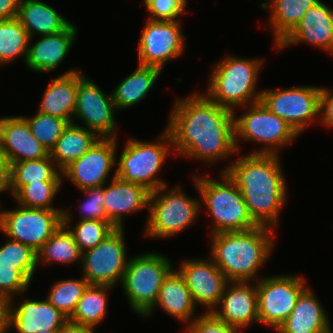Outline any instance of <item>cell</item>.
<instances>
[{"label": "cell", "instance_id": "obj_1", "mask_svg": "<svg viewBox=\"0 0 333 333\" xmlns=\"http://www.w3.org/2000/svg\"><path fill=\"white\" fill-rule=\"evenodd\" d=\"M174 104L166 129L177 155L212 164L238 154L235 111L198 92L187 98H177Z\"/></svg>", "mask_w": 333, "mask_h": 333}, {"label": "cell", "instance_id": "obj_2", "mask_svg": "<svg viewBox=\"0 0 333 333\" xmlns=\"http://www.w3.org/2000/svg\"><path fill=\"white\" fill-rule=\"evenodd\" d=\"M279 155L246 154L224 167L242 193L252 220L258 226L275 228L286 202L287 187Z\"/></svg>", "mask_w": 333, "mask_h": 333}, {"label": "cell", "instance_id": "obj_3", "mask_svg": "<svg viewBox=\"0 0 333 333\" xmlns=\"http://www.w3.org/2000/svg\"><path fill=\"white\" fill-rule=\"evenodd\" d=\"M274 232L272 228L257 226L211 234L210 257L229 281H254L274 250Z\"/></svg>", "mask_w": 333, "mask_h": 333}, {"label": "cell", "instance_id": "obj_4", "mask_svg": "<svg viewBox=\"0 0 333 333\" xmlns=\"http://www.w3.org/2000/svg\"><path fill=\"white\" fill-rule=\"evenodd\" d=\"M263 60L225 56L212 70L205 94L220 106L234 108L257 103V79Z\"/></svg>", "mask_w": 333, "mask_h": 333}, {"label": "cell", "instance_id": "obj_5", "mask_svg": "<svg viewBox=\"0 0 333 333\" xmlns=\"http://www.w3.org/2000/svg\"><path fill=\"white\" fill-rule=\"evenodd\" d=\"M222 182L194 176V185L201 195L202 205L214 222L211 234L244 231L258 225L252 220L241 191L226 172H220ZM204 202V203H203Z\"/></svg>", "mask_w": 333, "mask_h": 333}, {"label": "cell", "instance_id": "obj_6", "mask_svg": "<svg viewBox=\"0 0 333 333\" xmlns=\"http://www.w3.org/2000/svg\"><path fill=\"white\" fill-rule=\"evenodd\" d=\"M158 137L159 142L129 138L116 162V177L139 184L150 192L166 185L165 180L156 175L164 165L173 145L167 129Z\"/></svg>", "mask_w": 333, "mask_h": 333}, {"label": "cell", "instance_id": "obj_7", "mask_svg": "<svg viewBox=\"0 0 333 333\" xmlns=\"http://www.w3.org/2000/svg\"><path fill=\"white\" fill-rule=\"evenodd\" d=\"M172 270L169 258L158 252L128 260L121 285L133 312L144 317L154 307L163 280Z\"/></svg>", "mask_w": 333, "mask_h": 333}, {"label": "cell", "instance_id": "obj_8", "mask_svg": "<svg viewBox=\"0 0 333 333\" xmlns=\"http://www.w3.org/2000/svg\"><path fill=\"white\" fill-rule=\"evenodd\" d=\"M166 189L167 184L150 193L144 232L149 238L164 239L179 234L194 223L201 210V202L184 194L180 185Z\"/></svg>", "mask_w": 333, "mask_h": 333}, {"label": "cell", "instance_id": "obj_9", "mask_svg": "<svg viewBox=\"0 0 333 333\" xmlns=\"http://www.w3.org/2000/svg\"><path fill=\"white\" fill-rule=\"evenodd\" d=\"M236 117L234 130L238 152L241 150L240 139H243L263 144L260 150L250 153L278 155L279 148L288 146L299 136L286 121L272 113L261 101L250 104L243 115Z\"/></svg>", "mask_w": 333, "mask_h": 333}, {"label": "cell", "instance_id": "obj_10", "mask_svg": "<svg viewBox=\"0 0 333 333\" xmlns=\"http://www.w3.org/2000/svg\"><path fill=\"white\" fill-rule=\"evenodd\" d=\"M303 276L271 275L256 280L259 323L275 331L292 313L300 294L308 287Z\"/></svg>", "mask_w": 333, "mask_h": 333}, {"label": "cell", "instance_id": "obj_11", "mask_svg": "<svg viewBox=\"0 0 333 333\" xmlns=\"http://www.w3.org/2000/svg\"><path fill=\"white\" fill-rule=\"evenodd\" d=\"M18 206L2 211L0 231L38 252L63 224V210Z\"/></svg>", "mask_w": 333, "mask_h": 333}, {"label": "cell", "instance_id": "obj_12", "mask_svg": "<svg viewBox=\"0 0 333 333\" xmlns=\"http://www.w3.org/2000/svg\"><path fill=\"white\" fill-rule=\"evenodd\" d=\"M320 94L321 87L312 85L267 89L262 91L260 101L300 136L320 116Z\"/></svg>", "mask_w": 333, "mask_h": 333}, {"label": "cell", "instance_id": "obj_13", "mask_svg": "<svg viewBox=\"0 0 333 333\" xmlns=\"http://www.w3.org/2000/svg\"><path fill=\"white\" fill-rule=\"evenodd\" d=\"M124 228H116L96 247L82 252V275L90 285L121 284L128 263Z\"/></svg>", "mask_w": 333, "mask_h": 333}, {"label": "cell", "instance_id": "obj_14", "mask_svg": "<svg viewBox=\"0 0 333 333\" xmlns=\"http://www.w3.org/2000/svg\"><path fill=\"white\" fill-rule=\"evenodd\" d=\"M116 107L112 94L102 91L94 81L77 71V101L73 117L100 138L116 137Z\"/></svg>", "mask_w": 333, "mask_h": 333}, {"label": "cell", "instance_id": "obj_15", "mask_svg": "<svg viewBox=\"0 0 333 333\" xmlns=\"http://www.w3.org/2000/svg\"><path fill=\"white\" fill-rule=\"evenodd\" d=\"M179 20L146 21L138 43L139 65L156 67L162 71L169 60L184 53L186 36Z\"/></svg>", "mask_w": 333, "mask_h": 333}, {"label": "cell", "instance_id": "obj_16", "mask_svg": "<svg viewBox=\"0 0 333 333\" xmlns=\"http://www.w3.org/2000/svg\"><path fill=\"white\" fill-rule=\"evenodd\" d=\"M7 239L0 247V300L9 302L28 290L38 264L36 251Z\"/></svg>", "mask_w": 333, "mask_h": 333}, {"label": "cell", "instance_id": "obj_17", "mask_svg": "<svg viewBox=\"0 0 333 333\" xmlns=\"http://www.w3.org/2000/svg\"><path fill=\"white\" fill-rule=\"evenodd\" d=\"M116 139L100 138L81 158L62 171V177H67L80 191L105 185L116 166Z\"/></svg>", "mask_w": 333, "mask_h": 333}, {"label": "cell", "instance_id": "obj_18", "mask_svg": "<svg viewBox=\"0 0 333 333\" xmlns=\"http://www.w3.org/2000/svg\"><path fill=\"white\" fill-rule=\"evenodd\" d=\"M190 290L195 304L207 308V313L217 308L222 294L230 282L213 259L183 260L178 270Z\"/></svg>", "mask_w": 333, "mask_h": 333}, {"label": "cell", "instance_id": "obj_19", "mask_svg": "<svg viewBox=\"0 0 333 333\" xmlns=\"http://www.w3.org/2000/svg\"><path fill=\"white\" fill-rule=\"evenodd\" d=\"M212 313L238 330L254 322L259 323L256 283L250 285V282L230 281Z\"/></svg>", "mask_w": 333, "mask_h": 333}, {"label": "cell", "instance_id": "obj_20", "mask_svg": "<svg viewBox=\"0 0 333 333\" xmlns=\"http://www.w3.org/2000/svg\"><path fill=\"white\" fill-rule=\"evenodd\" d=\"M300 42L333 53V9L321 0L306 11L296 27L276 46V49L280 51Z\"/></svg>", "mask_w": 333, "mask_h": 333}, {"label": "cell", "instance_id": "obj_21", "mask_svg": "<svg viewBox=\"0 0 333 333\" xmlns=\"http://www.w3.org/2000/svg\"><path fill=\"white\" fill-rule=\"evenodd\" d=\"M0 152L9 165L49 155L32 135L28 122L22 116L0 117Z\"/></svg>", "mask_w": 333, "mask_h": 333}, {"label": "cell", "instance_id": "obj_22", "mask_svg": "<svg viewBox=\"0 0 333 333\" xmlns=\"http://www.w3.org/2000/svg\"><path fill=\"white\" fill-rule=\"evenodd\" d=\"M15 306L7 302V328L17 333H34L38 330H59L68 318L46 298L44 301L25 299Z\"/></svg>", "mask_w": 333, "mask_h": 333}, {"label": "cell", "instance_id": "obj_23", "mask_svg": "<svg viewBox=\"0 0 333 333\" xmlns=\"http://www.w3.org/2000/svg\"><path fill=\"white\" fill-rule=\"evenodd\" d=\"M109 185H104V211L108 222L115 228H124V216L144 208H149L150 191L145 187L116 177Z\"/></svg>", "mask_w": 333, "mask_h": 333}, {"label": "cell", "instance_id": "obj_24", "mask_svg": "<svg viewBox=\"0 0 333 333\" xmlns=\"http://www.w3.org/2000/svg\"><path fill=\"white\" fill-rule=\"evenodd\" d=\"M76 35L77 27L72 22L62 32L42 35L36 43L29 44L26 66L37 73L55 71L67 57Z\"/></svg>", "mask_w": 333, "mask_h": 333}, {"label": "cell", "instance_id": "obj_25", "mask_svg": "<svg viewBox=\"0 0 333 333\" xmlns=\"http://www.w3.org/2000/svg\"><path fill=\"white\" fill-rule=\"evenodd\" d=\"M312 291L307 287L300 294L292 313L276 333H333L330 319Z\"/></svg>", "mask_w": 333, "mask_h": 333}, {"label": "cell", "instance_id": "obj_26", "mask_svg": "<svg viewBox=\"0 0 333 333\" xmlns=\"http://www.w3.org/2000/svg\"><path fill=\"white\" fill-rule=\"evenodd\" d=\"M174 270L163 280L157 302L144 317L151 316L156 306H159L169 316L177 318L182 323H187L186 326H188L197 317L193 316L196 304L184 278L178 271Z\"/></svg>", "mask_w": 333, "mask_h": 333}, {"label": "cell", "instance_id": "obj_27", "mask_svg": "<svg viewBox=\"0 0 333 333\" xmlns=\"http://www.w3.org/2000/svg\"><path fill=\"white\" fill-rule=\"evenodd\" d=\"M77 69L68 70L54 78L43 93L37 111L74 123L77 101Z\"/></svg>", "mask_w": 333, "mask_h": 333}, {"label": "cell", "instance_id": "obj_28", "mask_svg": "<svg viewBox=\"0 0 333 333\" xmlns=\"http://www.w3.org/2000/svg\"><path fill=\"white\" fill-rule=\"evenodd\" d=\"M17 18L29 33L30 40L35 34L62 32L71 24L55 8L40 0H20Z\"/></svg>", "mask_w": 333, "mask_h": 333}, {"label": "cell", "instance_id": "obj_29", "mask_svg": "<svg viewBox=\"0 0 333 333\" xmlns=\"http://www.w3.org/2000/svg\"><path fill=\"white\" fill-rule=\"evenodd\" d=\"M99 139L95 132L79 124L69 123L49 152L50 158L63 171L73 161L81 158Z\"/></svg>", "mask_w": 333, "mask_h": 333}, {"label": "cell", "instance_id": "obj_30", "mask_svg": "<svg viewBox=\"0 0 333 333\" xmlns=\"http://www.w3.org/2000/svg\"><path fill=\"white\" fill-rule=\"evenodd\" d=\"M161 72L156 67L138 65L111 93L116 110L132 107L144 100Z\"/></svg>", "mask_w": 333, "mask_h": 333}, {"label": "cell", "instance_id": "obj_31", "mask_svg": "<svg viewBox=\"0 0 333 333\" xmlns=\"http://www.w3.org/2000/svg\"><path fill=\"white\" fill-rule=\"evenodd\" d=\"M320 0H271L261 3L259 8H270L269 25L274 33L276 46L296 27L308 9Z\"/></svg>", "mask_w": 333, "mask_h": 333}, {"label": "cell", "instance_id": "obj_32", "mask_svg": "<svg viewBox=\"0 0 333 333\" xmlns=\"http://www.w3.org/2000/svg\"><path fill=\"white\" fill-rule=\"evenodd\" d=\"M48 155L36 160L10 164V191L14 196L23 186L33 182H63L62 171Z\"/></svg>", "mask_w": 333, "mask_h": 333}, {"label": "cell", "instance_id": "obj_33", "mask_svg": "<svg viewBox=\"0 0 333 333\" xmlns=\"http://www.w3.org/2000/svg\"><path fill=\"white\" fill-rule=\"evenodd\" d=\"M81 256L74 234L63 223L37 252V264L55 262L68 265L78 260L81 262Z\"/></svg>", "mask_w": 333, "mask_h": 333}, {"label": "cell", "instance_id": "obj_34", "mask_svg": "<svg viewBox=\"0 0 333 333\" xmlns=\"http://www.w3.org/2000/svg\"><path fill=\"white\" fill-rule=\"evenodd\" d=\"M112 288L89 284L69 320L85 326H98L107 314V293Z\"/></svg>", "mask_w": 333, "mask_h": 333}, {"label": "cell", "instance_id": "obj_35", "mask_svg": "<svg viewBox=\"0 0 333 333\" xmlns=\"http://www.w3.org/2000/svg\"><path fill=\"white\" fill-rule=\"evenodd\" d=\"M30 41L29 33L17 17L0 20V66L22 56L25 62Z\"/></svg>", "mask_w": 333, "mask_h": 333}, {"label": "cell", "instance_id": "obj_36", "mask_svg": "<svg viewBox=\"0 0 333 333\" xmlns=\"http://www.w3.org/2000/svg\"><path fill=\"white\" fill-rule=\"evenodd\" d=\"M73 216L70 211L63 210V223L74 234L79 250L85 252L96 247L116 228L108 221L83 220L71 225Z\"/></svg>", "mask_w": 333, "mask_h": 333}, {"label": "cell", "instance_id": "obj_37", "mask_svg": "<svg viewBox=\"0 0 333 333\" xmlns=\"http://www.w3.org/2000/svg\"><path fill=\"white\" fill-rule=\"evenodd\" d=\"M88 285L84 277L63 279L52 285L46 299L69 319Z\"/></svg>", "mask_w": 333, "mask_h": 333}, {"label": "cell", "instance_id": "obj_38", "mask_svg": "<svg viewBox=\"0 0 333 333\" xmlns=\"http://www.w3.org/2000/svg\"><path fill=\"white\" fill-rule=\"evenodd\" d=\"M61 186L62 182H33L23 186L13 197L18 205L27 208L63 210L52 204Z\"/></svg>", "mask_w": 333, "mask_h": 333}, {"label": "cell", "instance_id": "obj_39", "mask_svg": "<svg viewBox=\"0 0 333 333\" xmlns=\"http://www.w3.org/2000/svg\"><path fill=\"white\" fill-rule=\"evenodd\" d=\"M30 127L32 135L50 152L61 137L69 122L65 119L43 114L39 111L32 116H22Z\"/></svg>", "mask_w": 333, "mask_h": 333}, {"label": "cell", "instance_id": "obj_40", "mask_svg": "<svg viewBox=\"0 0 333 333\" xmlns=\"http://www.w3.org/2000/svg\"><path fill=\"white\" fill-rule=\"evenodd\" d=\"M188 0H143L151 20L174 21L186 10Z\"/></svg>", "mask_w": 333, "mask_h": 333}, {"label": "cell", "instance_id": "obj_41", "mask_svg": "<svg viewBox=\"0 0 333 333\" xmlns=\"http://www.w3.org/2000/svg\"><path fill=\"white\" fill-rule=\"evenodd\" d=\"M86 193V199L78 207H80L79 221L83 220H99L108 221L104 211V185L101 187L88 188L81 190Z\"/></svg>", "mask_w": 333, "mask_h": 333}, {"label": "cell", "instance_id": "obj_42", "mask_svg": "<svg viewBox=\"0 0 333 333\" xmlns=\"http://www.w3.org/2000/svg\"><path fill=\"white\" fill-rule=\"evenodd\" d=\"M185 333H240L237 328L217 318L212 312L198 315L187 327Z\"/></svg>", "mask_w": 333, "mask_h": 333}, {"label": "cell", "instance_id": "obj_43", "mask_svg": "<svg viewBox=\"0 0 333 333\" xmlns=\"http://www.w3.org/2000/svg\"><path fill=\"white\" fill-rule=\"evenodd\" d=\"M319 119L323 126L333 128V91L321 87Z\"/></svg>", "mask_w": 333, "mask_h": 333}, {"label": "cell", "instance_id": "obj_44", "mask_svg": "<svg viewBox=\"0 0 333 333\" xmlns=\"http://www.w3.org/2000/svg\"><path fill=\"white\" fill-rule=\"evenodd\" d=\"M19 4L20 0H0V20L16 18Z\"/></svg>", "mask_w": 333, "mask_h": 333}, {"label": "cell", "instance_id": "obj_45", "mask_svg": "<svg viewBox=\"0 0 333 333\" xmlns=\"http://www.w3.org/2000/svg\"><path fill=\"white\" fill-rule=\"evenodd\" d=\"M10 191V165L0 152V193Z\"/></svg>", "mask_w": 333, "mask_h": 333}, {"label": "cell", "instance_id": "obj_46", "mask_svg": "<svg viewBox=\"0 0 333 333\" xmlns=\"http://www.w3.org/2000/svg\"><path fill=\"white\" fill-rule=\"evenodd\" d=\"M93 326H85L71 320H67L58 333H95Z\"/></svg>", "mask_w": 333, "mask_h": 333}, {"label": "cell", "instance_id": "obj_47", "mask_svg": "<svg viewBox=\"0 0 333 333\" xmlns=\"http://www.w3.org/2000/svg\"><path fill=\"white\" fill-rule=\"evenodd\" d=\"M7 308L6 301L0 300V333H7Z\"/></svg>", "mask_w": 333, "mask_h": 333}, {"label": "cell", "instance_id": "obj_48", "mask_svg": "<svg viewBox=\"0 0 333 333\" xmlns=\"http://www.w3.org/2000/svg\"><path fill=\"white\" fill-rule=\"evenodd\" d=\"M59 330H51V331H47V330H38L34 333H58Z\"/></svg>", "mask_w": 333, "mask_h": 333}, {"label": "cell", "instance_id": "obj_49", "mask_svg": "<svg viewBox=\"0 0 333 333\" xmlns=\"http://www.w3.org/2000/svg\"><path fill=\"white\" fill-rule=\"evenodd\" d=\"M1 216H2V211L0 210V226H1Z\"/></svg>", "mask_w": 333, "mask_h": 333}]
</instances>
